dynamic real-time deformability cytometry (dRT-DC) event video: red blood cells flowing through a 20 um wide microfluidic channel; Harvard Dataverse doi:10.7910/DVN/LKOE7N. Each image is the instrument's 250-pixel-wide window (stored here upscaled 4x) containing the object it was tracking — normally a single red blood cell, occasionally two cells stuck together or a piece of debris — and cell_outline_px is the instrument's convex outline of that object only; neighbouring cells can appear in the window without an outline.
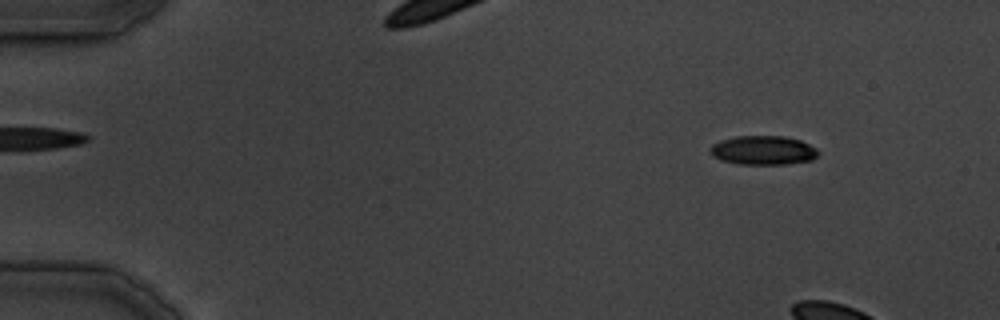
{"species": "common noctule bat (a hibernating species)", "species_latin": "Nyctalus noctula", "temperature_condition": "cold", "stored_images_in_passage": 8, "camera_frame_rate_fps": 3000, "um_per_image_px": 0.085, "animal": {"sex": "male", "body_mass_g": 19.5, "forearm_length_mm": 54.6}, "frame": {"image": 1, "passage_image": 4, "time_ms": 3.667, "image_size_px": [1000, 320], "cell_outline_px": [[820, 152], [812, 160], [784, 164], [740, 164], [720, 160], [712, 156], [712, 144], [720, 140], [736, 136], [784, 136], [800, 140], [816, 148]], "centroid_in_image_um": [64.88, 12.77], "position_along_channel_um": 20.1, "area_um2": 18.21}}